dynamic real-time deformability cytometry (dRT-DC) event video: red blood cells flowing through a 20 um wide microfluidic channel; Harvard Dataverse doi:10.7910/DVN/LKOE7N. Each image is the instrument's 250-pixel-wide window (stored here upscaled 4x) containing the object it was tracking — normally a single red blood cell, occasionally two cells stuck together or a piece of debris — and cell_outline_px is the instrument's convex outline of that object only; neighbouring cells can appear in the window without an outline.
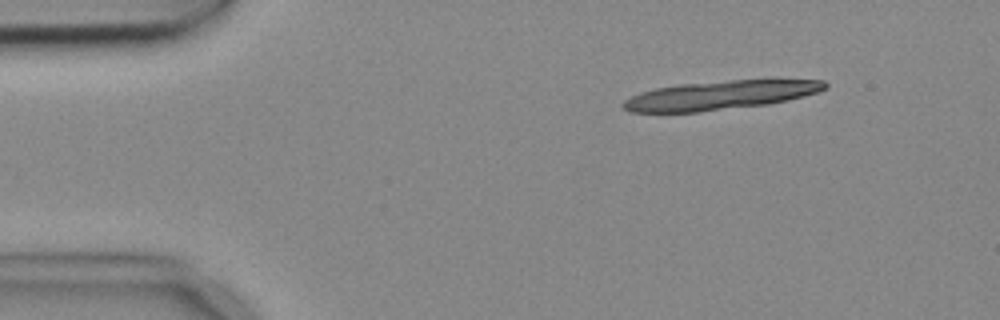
{"species": "common noctule bat (a hibernating species)", "species_latin": "Nyctalus noctula", "temperature_condition": "cold", "stored_images_in_passage": 8, "camera_frame_rate_fps": 3000, "um_per_image_px": 0.085, "animal": {"sex": "female", "body_mass_g": 18.4}, "frame": {"image": 1, "passage_image": 2, "time_ms": 0.333, "image_size_px": [1000, 320], "cell_outline_px": [[828, 88], [804, 96], [788, 100], [768, 104], [696, 112], [632, 112], [624, 108], [620, 104], [624, 100], [632, 96], [656, 88], [680, 84], [732, 80], [824, 80], [828, 84]], "centroid_in_image_um": [61.23, 8.09], "position_along_channel_um": 23.8, "area_um2": 33.58}}
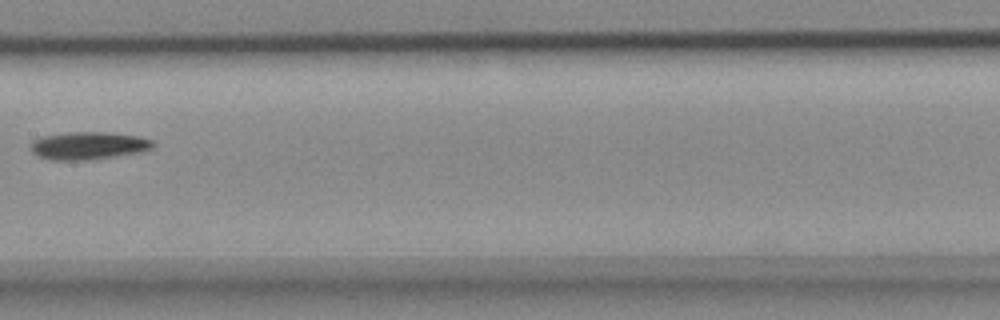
{"frame": {"image": 2, "passage_image": 7, "time_ms": 2.0, "image_size_px": [1000, 320], "cell_outline_px": [[156, 144], [152, 148], [140, 152], [88, 160], [52, 160], [40, 156], [32, 152], [32, 140], [44, 136], [68, 132], [108, 132], [140, 136], [152, 140]], "centroid_in_image_um": [7.55, 12.37], "position_along_channel_um": 199.8, "area_um2": 19.65}}
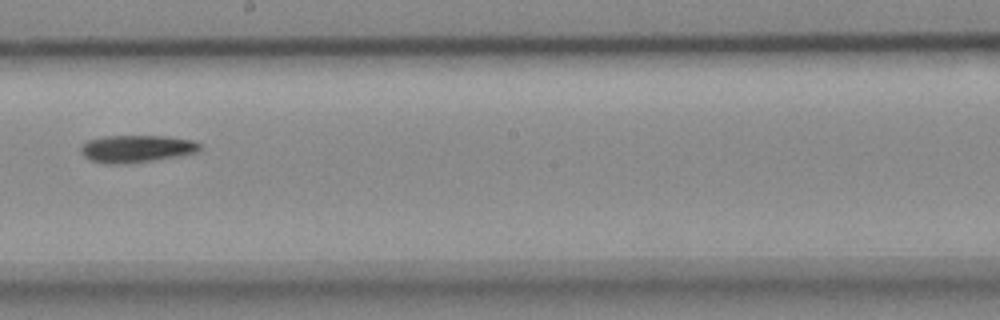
{"frame": {"image": 3, "passage_image": 8, "time_ms": 2.333, "image_size_px": [1000, 320], "cell_outline_px": [[200, 148], [196, 152], [180, 156], [152, 160], [116, 164], [108, 164], [92, 160], [84, 156], [80, 152], [80, 144], [88, 140], [104, 136], [168, 136], [192, 140], [200, 144]], "centroid_in_image_um": [11.57, 12.63], "position_along_channel_um": 236.6, "area_um2": 18.84}}